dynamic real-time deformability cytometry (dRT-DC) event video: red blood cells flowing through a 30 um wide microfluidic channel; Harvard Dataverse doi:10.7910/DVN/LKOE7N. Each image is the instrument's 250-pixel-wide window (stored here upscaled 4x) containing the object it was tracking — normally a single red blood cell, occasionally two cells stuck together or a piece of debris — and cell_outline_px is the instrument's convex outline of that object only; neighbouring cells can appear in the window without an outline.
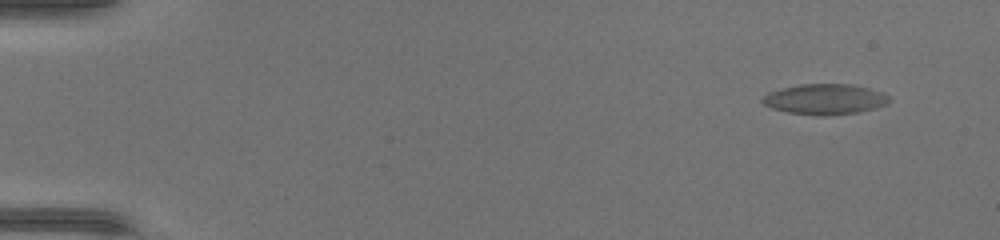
{"species": "common noctule bat (a hibernating species)", "species_latin": "Nyctalus noctula", "temperature_condition": "warm", "stored_images_in_passage": 48, "camera_frame_rate_fps": 3000, "um_per_image_px": 0.085, "animal": {"sex": "female", "body_mass_g": 17.0, "forearm_length_mm": 48.0}, "frame": {"image": 1, "passage_image": 4, "time_ms": 1.0, "image_size_px": [1000, 240], "cell_outline_px": [[892, 100], [888, 104], [860, 112], [824, 116], [820, 116], [788, 112], [772, 108], [764, 104], [760, 100], [768, 92], [800, 84], [852, 84], [884, 92]], "centroid_in_image_um": [70.16, 8.43], "position_along_channel_um": 14.8, "area_um2": 22.6}}
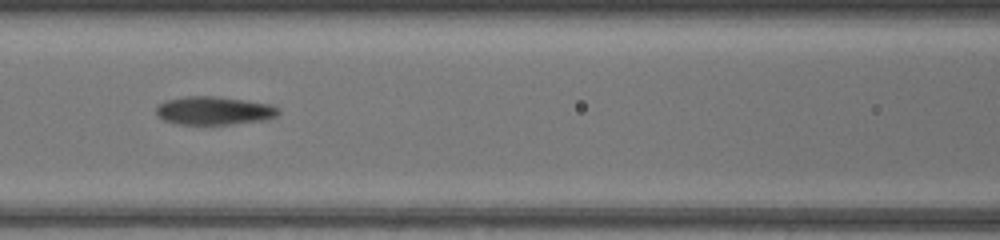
{"frame": {"image": 2, "passage_image": 23, "time_ms": 7.333, "image_size_px": [1000, 240], "cell_outline_px": [[280, 112], [276, 116], [268, 120], [232, 124], [180, 124], [164, 120], [156, 112], [156, 108], [160, 104], [168, 100], [184, 96], [220, 96], [268, 104], [280, 108]], "centroid_in_image_um": [18.25, 9.4], "position_along_channel_um": 148.4, "area_um2": 20.11}}
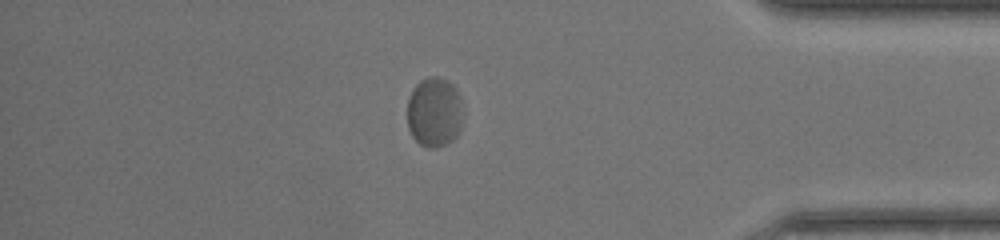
{"frame": {"image": 3, "passage_image": 42, "time_ms": 13.667, "image_size_px": [1000, 240], "cell_outline_px": [[464, 112], [460, 128], [456, 136], [452, 140], [436, 148], [428, 148], [420, 144], [412, 136], [408, 128], [408, 96], [412, 88], [420, 80], [428, 76], [436, 76], [448, 80], [456, 88], [460, 96]], "centroid_in_image_um": [36.93, 9.51], "position_along_channel_um": 398.3, "area_um2": 23.12}}